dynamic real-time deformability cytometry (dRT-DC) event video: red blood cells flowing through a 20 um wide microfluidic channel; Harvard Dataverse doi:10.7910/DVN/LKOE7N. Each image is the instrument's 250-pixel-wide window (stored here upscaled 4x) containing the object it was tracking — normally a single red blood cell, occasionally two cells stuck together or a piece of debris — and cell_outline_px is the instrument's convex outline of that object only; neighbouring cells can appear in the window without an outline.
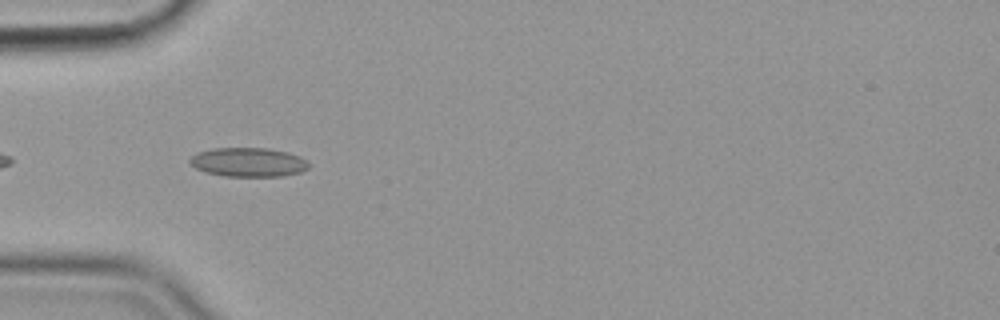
{"species": "common noctule bat (a hibernating species)", "species_latin": "Nyctalus noctula", "temperature_condition": "cold", "stored_images_in_passage": 7, "camera_frame_rate_fps": 3000, "um_per_image_px": 0.085, "animal": {"sex": "female", "body_mass_g": 19.9}, "frame": {"image": 1, "passage_image": 3, "time_ms": 0.667, "image_size_px": [1000, 320], "cell_outline_px": [[308, 168], [300, 172], [280, 176], [224, 176], [208, 172], [196, 168], [188, 160], [196, 152], [212, 148], [268, 148], [288, 152], [300, 156], [308, 160]], "centroid_in_image_um": [21.12, 13.77], "position_along_channel_um": 63.9, "area_um2": 20.11}}
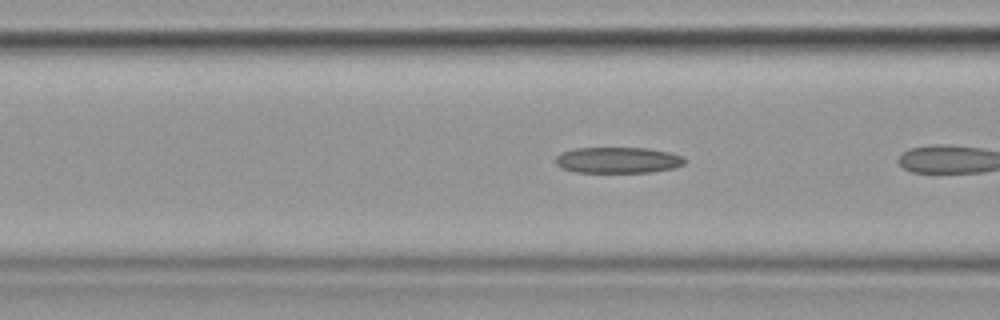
{"frame": {"image": 2, "passage_image": 5, "time_ms": 1.333, "image_size_px": [1000, 320], "cell_outline_px": [[688, 160], [684, 164], [676, 168], [652, 172], [576, 172], [560, 168], [556, 164], [556, 156], [560, 152], [572, 148], [648, 148], [668, 152], [684, 156]], "centroid_in_image_um": [52.54, 13.61], "position_along_channel_um": 114.1, "area_um2": 19.88}}